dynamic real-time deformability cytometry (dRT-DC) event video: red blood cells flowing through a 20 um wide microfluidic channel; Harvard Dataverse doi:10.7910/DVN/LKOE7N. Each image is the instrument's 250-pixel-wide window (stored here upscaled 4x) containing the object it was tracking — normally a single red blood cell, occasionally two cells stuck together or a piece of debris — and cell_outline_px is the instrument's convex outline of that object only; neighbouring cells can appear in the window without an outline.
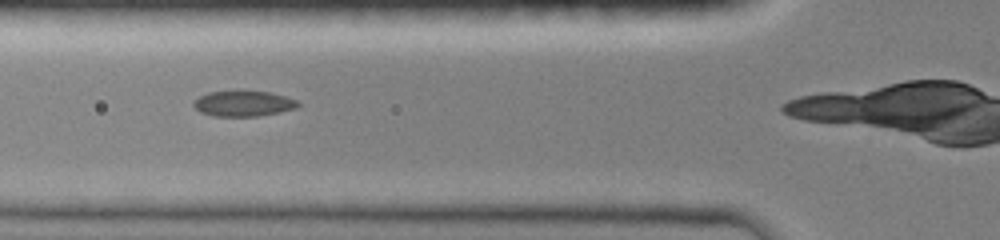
{"species": "common noctule bat (a hibernating species)", "species_latin": "Nyctalus noctula", "temperature_condition": "room temperature", "stored_images_in_passage": 18, "camera_frame_rate_fps": 3000, "um_per_image_px": 0.085, "animal": {"sex": "female", "body_mass_g": 19.0, "forearm_length_mm": 51.5}, "frame": {"image": 1, "passage_image": 6, "time_ms": 3.333, "image_size_px": [1000, 240], "cell_outline_px": [[300, 104], [296, 108], [256, 116], [212, 116], [200, 112], [192, 104], [200, 96], [208, 92], [268, 92], [284, 96], [296, 100]], "centroid_in_image_um": [20.66, 8.82], "position_along_channel_um": 105.1, "area_um2": 15.03}}
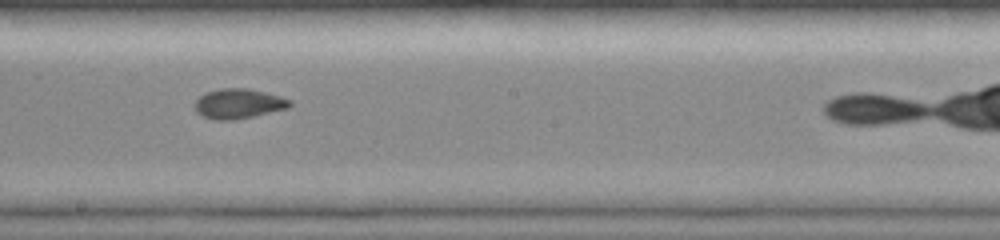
{"frame": {"image": 2, "passage_image": 11, "time_ms": 6.333, "image_size_px": [1000, 240], "cell_outline_px": [[292, 104], [288, 108], [252, 116], [232, 120], [216, 120], [204, 116], [196, 112], [196, 100], [204, 92], [220, 88], [248, 88], [280, 96], [292, 100]], "centroid_in_image_um": [20.28, 8.8], "position_along_channel_um": 227.9, "area_um2": 16.42}}
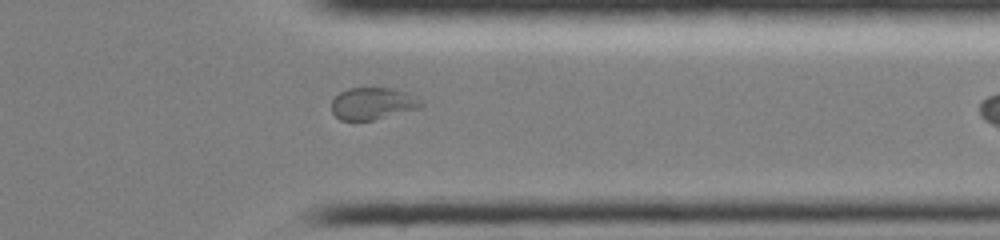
{"frame": {"image": 3, "passage_image": 17, "time_ms": 10.0, "image_size_px": [1000, 240], "cell_outline_px": [[424, 104], [420, 108], [372, 120], [340, 120], [332, 112], [332, 100], [340, 92], [348, 88], [392, 88], [404, 92], [412, 96]], "centroid_in_image_um": [31.64, 8.8], "position_along_channel_um": 379.8, "area_um2": 16.42}}